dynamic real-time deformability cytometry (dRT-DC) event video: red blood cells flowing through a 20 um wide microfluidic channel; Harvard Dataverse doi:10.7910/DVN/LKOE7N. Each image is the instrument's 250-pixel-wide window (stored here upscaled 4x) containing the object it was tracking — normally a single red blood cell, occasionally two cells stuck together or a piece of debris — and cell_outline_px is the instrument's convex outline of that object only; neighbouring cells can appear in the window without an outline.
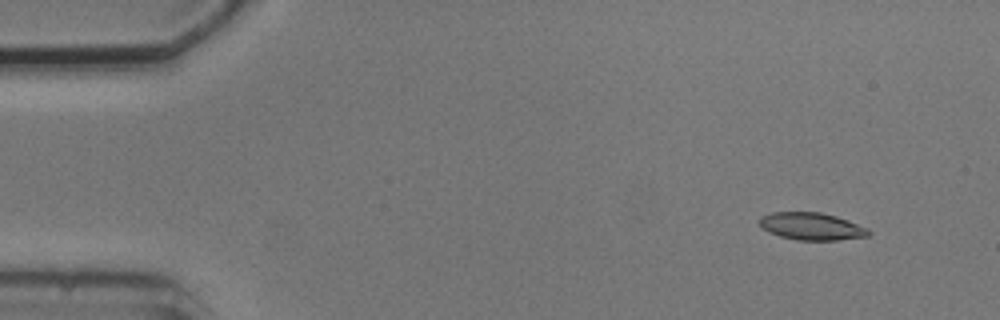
{"species": "common noctule bat (a hibernating species)", "species_latin": "Nyctalus noctula", "temperature_condition": "cold", "stored_images_in_passage": 9, "camera_frame_rate_fps": 3000, "um_per_image_px": 0.085, "animal": {"sex": "male", "body_mass_g": 20.5, "forearm_length_mm": 52.5}, "frame": {"image": 1, "passage_image": 2, "time_ms": 1.333, "image_size_px": [1000, 320], "cell_outline_px": [[872, 232], [868, 236], [836, 240], [796, 240], [780, 236], [768, 232], [760, 224], [760, 216], [772, 212], [820, 212], [836, 216], [848, 220], [868, 228]], "centroid_in_image_um": [69.0, 19.24], "position_along_channel_um": 16.0, "area_um2": 17.4}}
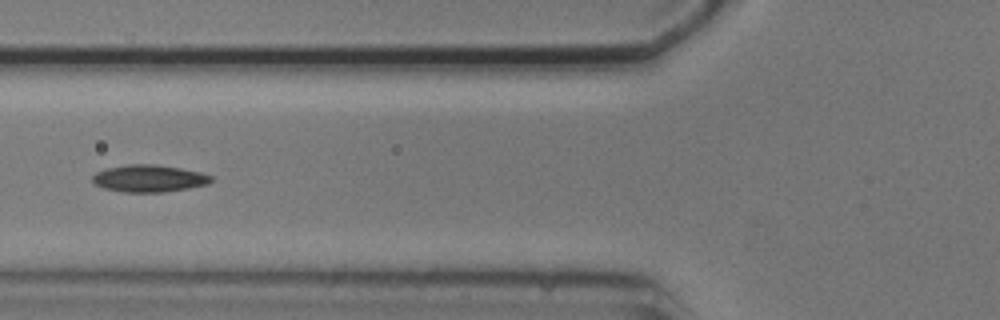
{"frame": {"image": 2, "passage_image": 6, "time_ms": 6.667, "image_size_px": [1000, 320], "cell_outline_px": [[216, 180], [208, 184], [188, 188], [164, 192], [124, 192], [104, 188], [96, 184], [92, 180], [92, 176], [96, 172], [108, 168], [128, 164], [152, 164], [180, 168], [200, 172], [212, 176]], "centroid_in_image_um": [12.7, 15.17], "position_along_channel_um": 113.1, "area_um2": 18.73}}
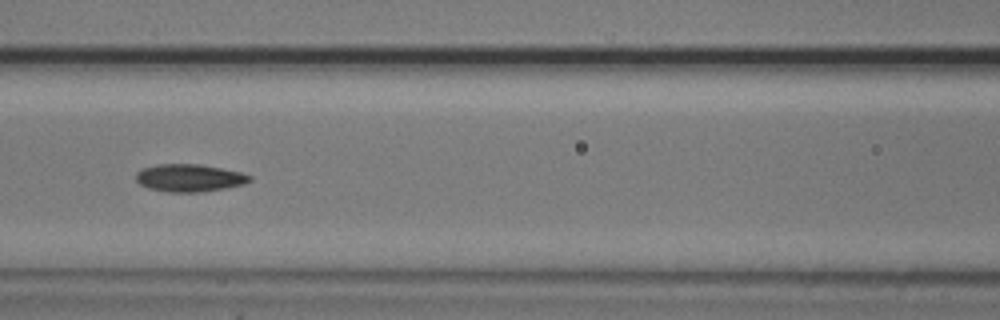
{"frame": {"image": 3, "passage_image": 7, "time_ms": 7.667, "image_size_px": [1000, 320], "cell_outline_px": [[252, 180], [244, 184], [224, 188], [200, 192], [168, 192], [148, 188], [140, 184], [136, 180], [136, 172], [144, 168], [156, 164], [200, 164], [240, 172], [252, 176]], "centroid_in_image_um": [16.09, 15.12], "position_along_channel_um": 150.5, "area_um2": 18.21}}